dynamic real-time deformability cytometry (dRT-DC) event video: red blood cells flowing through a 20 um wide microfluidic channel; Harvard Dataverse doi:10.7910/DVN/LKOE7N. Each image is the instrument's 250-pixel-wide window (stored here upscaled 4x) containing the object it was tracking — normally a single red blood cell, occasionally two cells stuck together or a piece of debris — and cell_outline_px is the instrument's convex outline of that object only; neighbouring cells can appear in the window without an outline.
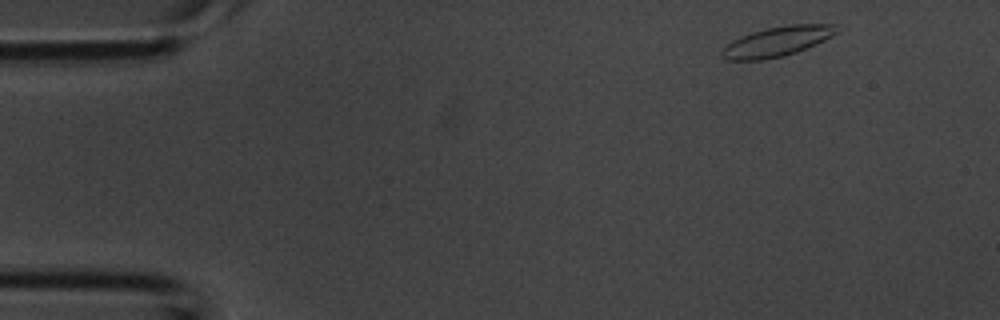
{"species": "common noctule bat (a hibernating species)", "species_latin": "Nyctalus noctula", "temperature_condition": "room temperature", "stored_images_in_passage": 3, "camera_frame_rate_fps": 3000, "um_per_image_px": 0.085, "animal": {"sex": "male", "body_mass_g": 20.1, "forearm_length_mm": 53.5}, "frame": {"image": 1, "passage_image": 1, "time_ms": 0.0, "image_size_px": [1000, 320], "cell_outline_px": [[840, 32], [816, 44], [796, 52], [784, 56], [764, 60], [724, 60], [720, 56], [720, 52], [732, 40], [740, 36], [752, 32], [768, 28], [788, 24], [836, 24]], "centroid_in_image_um": [66.06, 3.53], "position_along_channel_um": 18.9, "area_um2": 20.11}}